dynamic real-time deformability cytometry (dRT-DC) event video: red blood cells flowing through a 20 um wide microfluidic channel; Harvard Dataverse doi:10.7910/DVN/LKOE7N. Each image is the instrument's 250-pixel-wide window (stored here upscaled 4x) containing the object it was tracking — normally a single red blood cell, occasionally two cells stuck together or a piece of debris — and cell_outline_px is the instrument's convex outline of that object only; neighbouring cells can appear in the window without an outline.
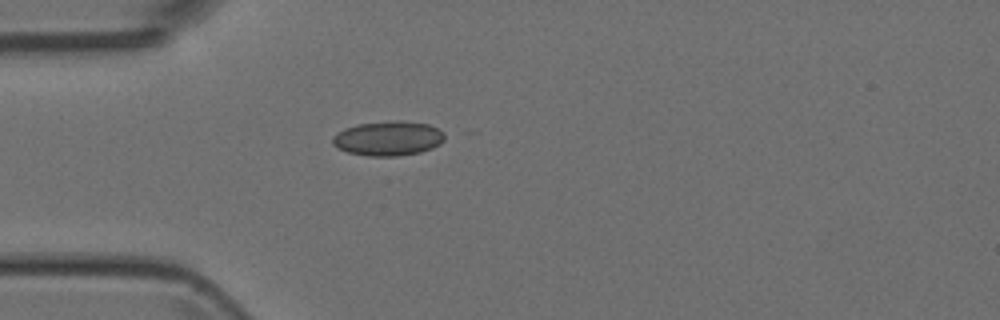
{"species": "Egyptian fruit bat (a non-hibernating species)", "species_latin": "Rousettus aegyptiacus", "temperature_condition": "room temperature", "stored_images_in_passage": 2, "camera_frame_rate_fps": 3000, "um_per_image_px": 0.085, "animal": {"sex": "female"}, "frame": {"image": 1, "passage_image": 2, "time_ms": 1.333, "image_size_px": [1000, 320], "cell_outline_px": [[444, 140], [440, 144], [432, 148], [420, 152], [396, 156], [368, 156], [348, 152], [332, 144], [332, 136], [344, 128], [356, 124], [388, 120], [404, 120], [428, 124], [444, 132]], "centroid_in_image_um": [32.99, 11.74], "position_along_channel_um": 52.0, "area_um2": 22.77}}